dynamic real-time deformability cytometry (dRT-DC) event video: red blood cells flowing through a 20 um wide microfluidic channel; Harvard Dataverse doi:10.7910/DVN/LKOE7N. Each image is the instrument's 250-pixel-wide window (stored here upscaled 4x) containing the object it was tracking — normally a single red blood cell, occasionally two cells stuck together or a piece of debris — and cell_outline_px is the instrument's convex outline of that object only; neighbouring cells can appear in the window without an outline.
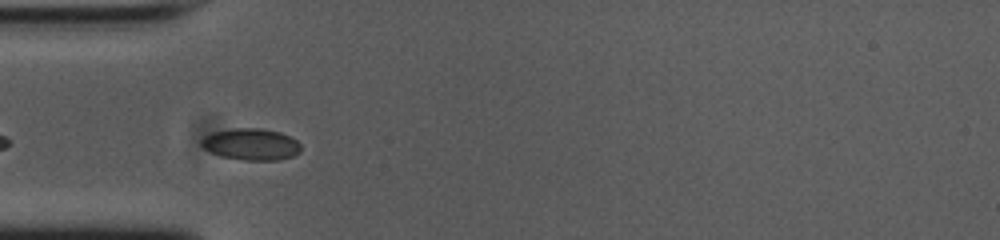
{"species": "common noctule bat (a hibernating species)", "species_latin": "Nyctalus noctula", "temperature_condition": "cold", "stored_images_in_passage": 26, "camera_frame_rate_fps": 3000, "um_per_image_px": 0.085, "animal": {"sex": "female", "body_mass_g": 23.0, "forearm_length_mm": 53.4}, "frame": {"image": 1, "passage_image": 3, "time_ms": 0.667, "image_size_px": [1000, 240], "cell_outline_px": [[300, 152], [292, 156], [280, 160], [244, 160], [220, 156], [204, 148], [200, 144], [200, 140], [204, 136], [212, 132], [232, 128], [260, 128], [280, 132], [296, 140], [300, 144]], "centroid_in_image_um": [21.32, 12.26], "position_along_channel_um": 63.7, "area_um2": 18.38}}
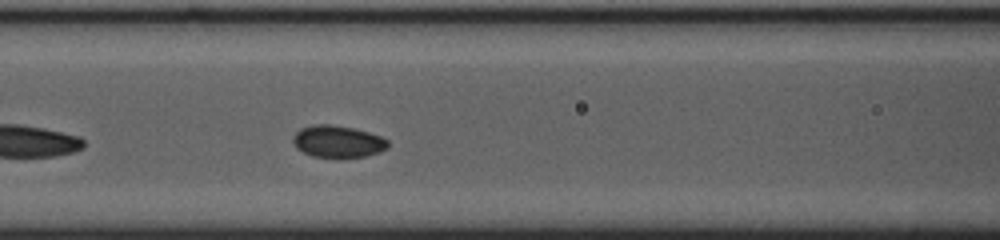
{"frame": {"image": 2, "passage_image": 9, "time_ms": 2.667, "image_size_px": [1000, 240], "cell_outline_px": [[388, 148], [380, 152], [364, 156], [312, 156], [296, 148], [292, 140], [292, 136], [300, 128], [312, 124], [328, 124], [352, 128], [368, 132], [380, 136], [388, 140]], "centroid_in_image_um": [28.69, 12.0], "position_along_channel_um": 137.9, "area_um2": 17.46}}
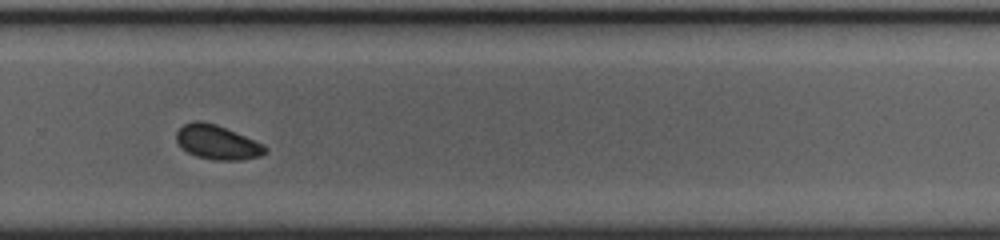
{"frame": {"image": 3, "passage_image": 23, "time_ms": 7.333, "image_size_px": [1000, 240], "cell_outline_px": [[268, 152], [260, 156], [240, 160], [216, 160], [196, 156], [180, 148], [176, 140], [176, 132], [184, 124], [192, 120], [204, 120], [216, 124], [264, 144], [268, 148]], "centroid_in_image_um": [18.45, 12.08], "position_along_channel_um": 311.3, "area_um2": 17.92}}